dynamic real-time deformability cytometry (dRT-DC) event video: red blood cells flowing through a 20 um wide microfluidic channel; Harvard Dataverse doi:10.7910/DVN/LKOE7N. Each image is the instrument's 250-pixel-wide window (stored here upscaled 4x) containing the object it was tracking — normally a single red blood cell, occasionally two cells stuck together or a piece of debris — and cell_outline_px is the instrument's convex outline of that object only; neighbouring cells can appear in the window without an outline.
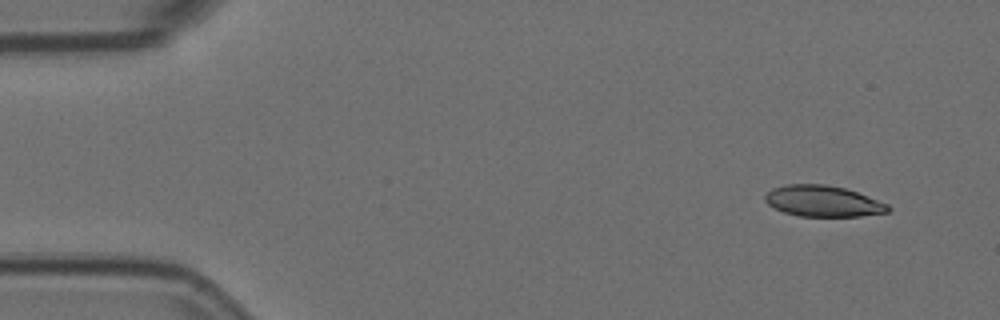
{"species": "Egyptian fruit bat (a non-hibernating species)", "species_latin": "Rousettus aegyptiacus", "temperature_condition": "room temperature", "stored_images_in_passage": 4, "camera_frame_rate_fps": 3000, "um_per_image_px": 0.085, "animal": {"sex": "female"}, "frame": {"image": 1, "passage_image": 1, "time_ms": 0.0, "image_size_px": [1000, 320], "cell_outline_px": [[892, 208], [888, 212], [860, 216], [800, 216], [784, 212], [768, 204], [764, 200], [764, 196], [772, 188], [788, 184], [824, 184], [844, 188], [856, 192], [888, 204]], "centroid_in_image_um": [69.95, 17.09], "position_along_channel_um": 15.1, "area_um2": 22.08}}
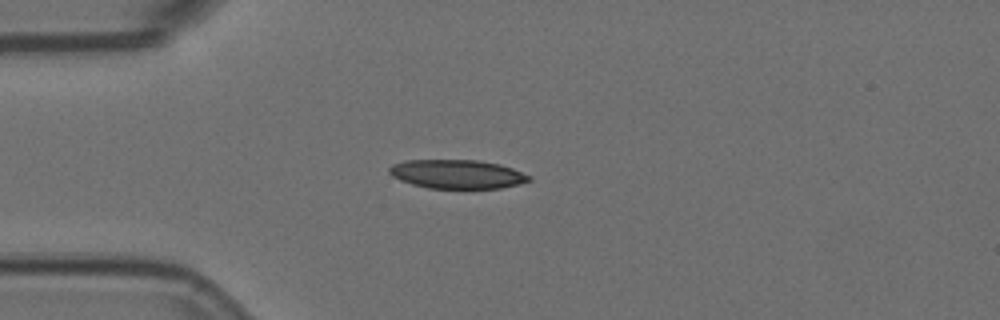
{"frame": {"image": 2, "passage_image": 4, "time_ms": 1.0, "image_size_px": [1000, 320], "cell_outline_px": [[532, 180], [520, 184], [500, 188], [428, 188], [412, 184], [400, 180], [392, 176], [388, 172], [388, 168], [392, 164], [404, 160], [480, 160], [500, 164], [512, 168], [532, 176]], "centroid_in_image_um": [38.86, 14.79], "position_along_channel_um": 46.1, "area_um2": 23.7}}